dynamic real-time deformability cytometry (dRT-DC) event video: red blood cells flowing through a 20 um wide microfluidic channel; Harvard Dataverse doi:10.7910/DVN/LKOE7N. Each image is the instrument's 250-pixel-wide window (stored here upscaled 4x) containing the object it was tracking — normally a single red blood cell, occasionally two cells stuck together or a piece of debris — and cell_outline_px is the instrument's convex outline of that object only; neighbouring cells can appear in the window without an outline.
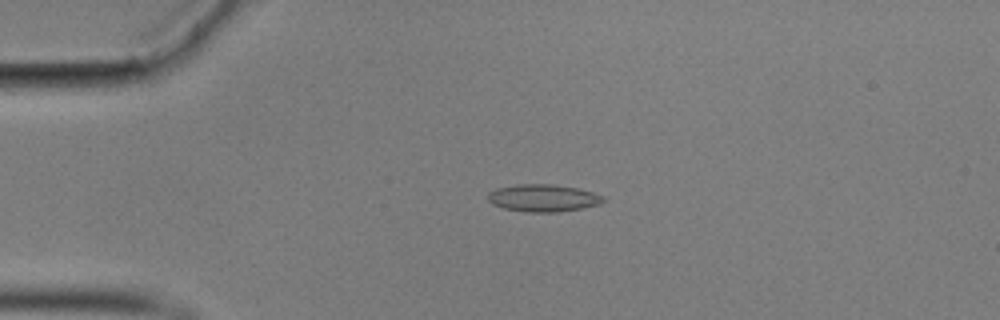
{"species": "common noctule bat (a hibernating species)", "species_latin": "Nyctalus noctula", "temperature_condition": "cold", "stored_images_in_passage": 56, "camera_frame_rate_fps": 3000, "um_per_image_px": 0.085, "animal": {"sex": "male", "body_mass_g": 17.9}, "frame": {"image": 1, "passage_image": 12, "time_ms": 3.667, "image_size_px": [1000, 320], "cell_outline_px": [[604, 200], [600, 204], [560, 212], [528, 212], [504, 208], [492, 204], [488, 200], [488, 192], [496, 188], [516, 184], [552, 184], [576, 188], [592, 192], [604, 196]], "centroid_in_image_um": [46.14, 16.82], "position_along_channel_um": 38.9, "area_um2": 18.32}}
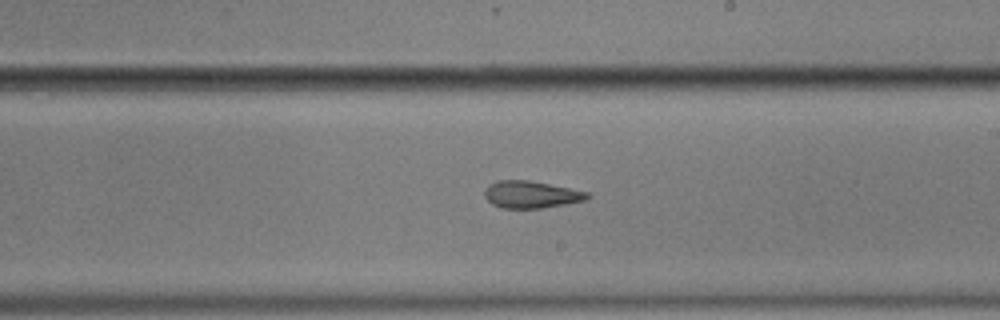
{"frame": {"image": 2, "passage_image": 32, "time_ms": 10.333, "image_size_px": [1000, 320], "cell_outline_px": [[592, 196], [584, 200], [564, 204], [540, 208], [500, 208], [492, 204], [484, 196], [484, 192], [488, 184], [496, 180], [528, 180], [588, 192]], "centroid_in_image_um": [45.09, 16.53], "position_along_channel_um": 243.9, "area_um2": 16.13}}
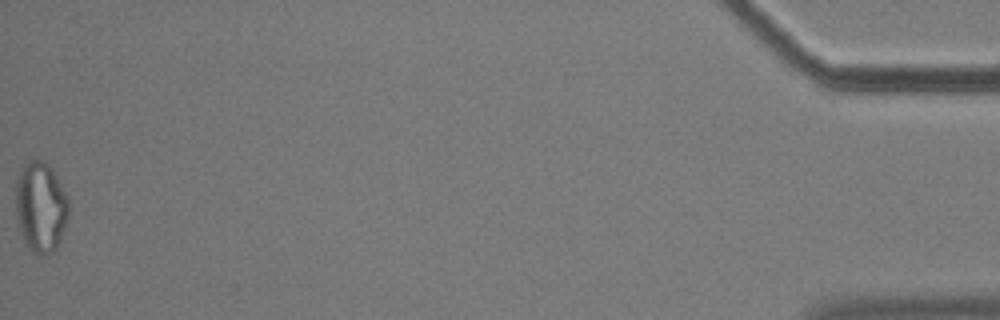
{"frame": {"image": 3, "passage_image": 56, "time_ms": 18.333, "image_size_px": [1000, 320], "cell_outline_px": [[68, 216], [60, 240], [56, 248], [48, 256], [40, 256], [32, 252], [28, 248], [20, 232], [16, 212], [16, 180], [20, 168], [24, 164], [32, 160], [44, 160], [52, 168], [68, 196]], "centroid_in_image_um": [3.46, 17.6], "position_along_channel_um": 431.7, "area_um2": 28.21}, "authors_computed_cell_mechanics": {"area_um2": 17.3978, "velocity_mm_per_s": 3.5313, "shape_relaxation_time_tau1_ms": null, "shape_relaxation_time_tau2_ms": 4.4673, "deformation_change_tau1": null, "deformation_change_tau2": 0.1252}}